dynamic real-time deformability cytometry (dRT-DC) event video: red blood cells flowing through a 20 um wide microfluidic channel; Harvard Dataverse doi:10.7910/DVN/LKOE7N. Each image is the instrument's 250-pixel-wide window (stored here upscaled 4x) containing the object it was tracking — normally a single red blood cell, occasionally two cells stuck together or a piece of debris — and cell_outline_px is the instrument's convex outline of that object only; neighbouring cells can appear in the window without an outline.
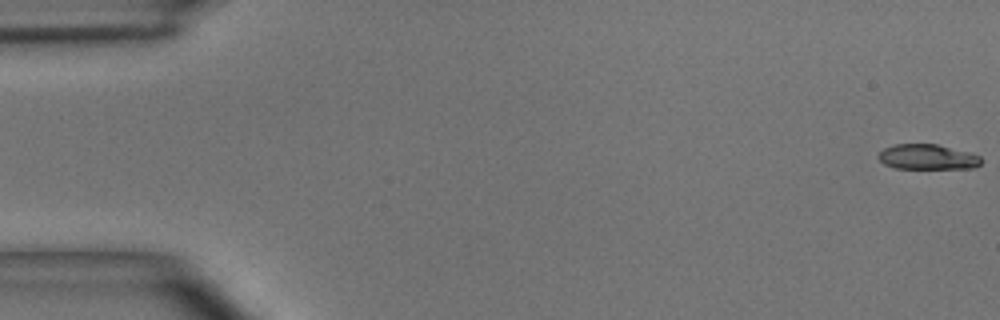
{"species": "common noctule bat (a hibernating species)", "species_latin": "Nyctalus noctula", "temperature_condition": "room temperature", "stored_images_in_passage": 4, "camera_frame_rate_fps": 3000, "um_per_image_px": 0.085, "animal": {"sex": "male", "body_mass_g": 15.6}, "frame": {"image": 1, "passage_image": 1, "time_ms": 0.0, "image_size_px": [1000, 320], "cell_outline_px": [[980, 164], [976, 168], [896, 168], [884, 164], [880, 160], [880, 152], [884, 148], [896, 144], [936, 144], [972, 152], [980, 156]], "centroid_in_image_um": [78.88, 13.33], "position_along_channel_um": 6.1, "area_um2": 14.97}}
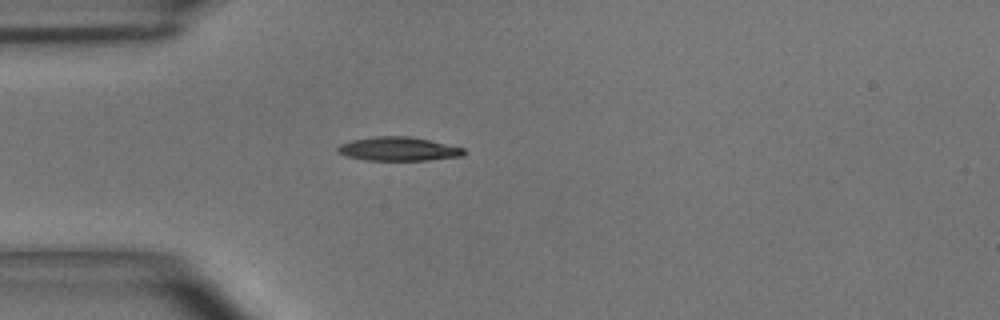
{"frame": {"image": 2, "passage_image": 4, "time_ms": 1.0, "image_size_px": [1000, 320], "cell_outline_px": [[464, 152], [460, 156], [428, 160], [368, 160], [348, 156], [340, 152], [336, 148], [340, 144], [352, 140], [376, 136], [408, 136], [428, 140], [464, 148]], "centroid_in_image_um": [33.85, 12.65], "position_along_channel_um": 51.2, "area_um2": 17.11}}